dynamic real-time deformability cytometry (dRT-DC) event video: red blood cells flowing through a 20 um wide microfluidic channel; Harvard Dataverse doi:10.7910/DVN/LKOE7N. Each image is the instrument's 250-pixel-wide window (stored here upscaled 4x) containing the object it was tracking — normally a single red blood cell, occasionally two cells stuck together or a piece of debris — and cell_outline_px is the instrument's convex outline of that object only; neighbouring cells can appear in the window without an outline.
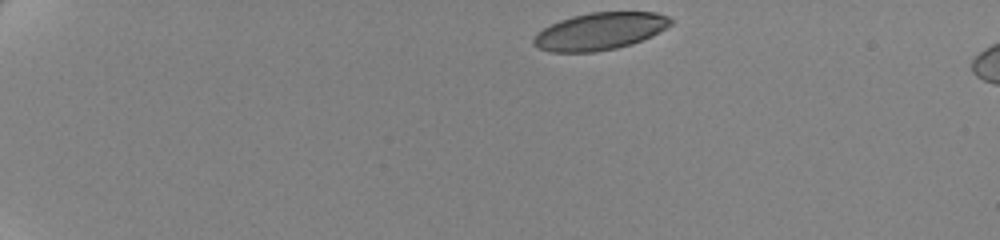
{"species": "human", "species_latin": "Homo sapiens", "temperature_condition": "cold", "stored_images_in_passage": 49, "camera_frame_rate_fps": 3000, "um_per_image_px": 0.085, "donor": {"sex": "female"}, "frame": {"image": 1, "passage_image": 1, "time_ms": 0.0, "image_size_px": [1000, 240], "cell_outline_px": [[672, 24], [668, 28], [652, 36], [632, 44], [616, 48], [596, 52], [552, 52], [540, 48], [532, 44], [532, 40], [536, 32], [560, 20], [572, 16], [588, 12], [656, 12], [668, 16], [672, 20]], "centroid_in_image_um": [51.01, 2.66], "position_along_channel_um": 34.0, "area_um2": 29.94}}
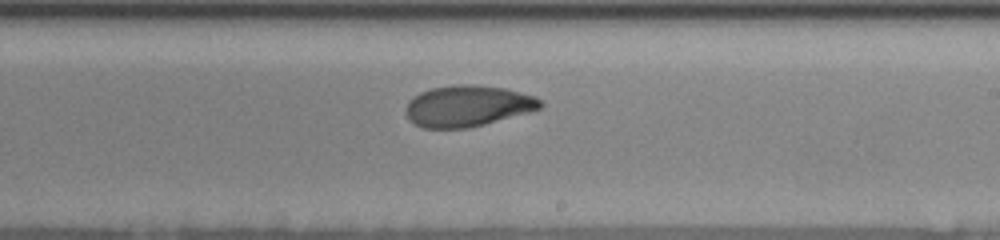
{"frame": {"image": 2, "passage_image": 28, "time_ms": 9.0, "image_size_px": [1000, 240], "cell_outline_px": [[544, 104], [540, 108], [528, 112], [484, 124], [468, 128], [424, 128], [416, 124], [404, 112], [408, 100], [412, 96], [420, 92], [432, 88], [456, 84], [472, 84], [504, 88], [536, 96]], "centroid_in_image_um": [39.73, 8.99], "position_along_channel_um": 249.3, "area_um2": 32.19}}
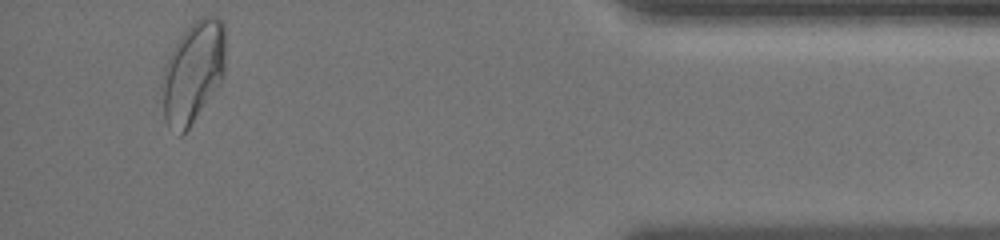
{"frame": {"image": 3, "passage_image": 46, "time_ms": 15.0, "image_size_px": [1000, 240], "cell_outline_px": [[224, 76], [220, 84], [188, 128], [180, 136], [168, 124], [164, 116], [164, 64], [168, 56], [180, 36], [192, 20], [200, 16], [216, 16], [224, 20]], "centroid_in_image_um": [16.45, 6.05], "position_along_channel_um": 418.8, "area_um2": 37.11}, "authors_computed_cell_mechanics": {"area_um2": 32.5414, "velocity_mm_per_s": 3.4794, "shape_relaxation_time_tau1_ms": 4.9826, "shape_relaxation_time_tau2_ms": 2.1102, "deformation_change_tau1": 0.1585, "deformation_change_tau2": 0.0706}}